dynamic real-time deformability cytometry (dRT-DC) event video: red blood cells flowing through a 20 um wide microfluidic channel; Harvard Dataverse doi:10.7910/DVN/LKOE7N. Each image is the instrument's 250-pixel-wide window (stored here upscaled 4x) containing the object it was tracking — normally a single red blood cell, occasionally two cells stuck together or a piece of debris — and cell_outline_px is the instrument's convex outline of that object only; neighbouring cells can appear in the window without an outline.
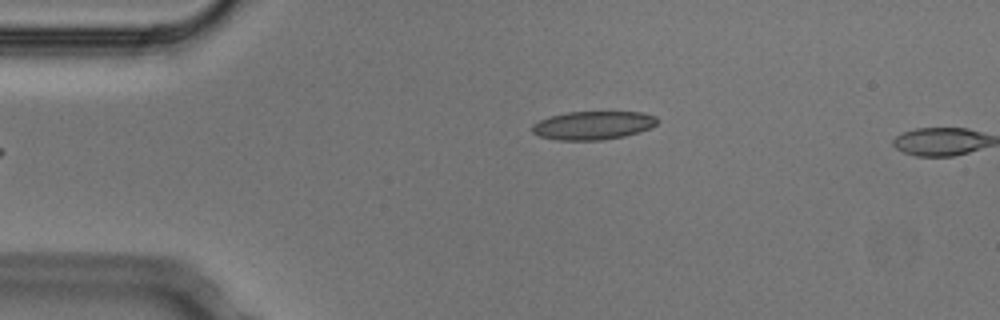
{"species": "Egyptian fruit bat (a non-hibernating species)", "species_latin": "Rousettus aegyptiacus", "temperature_condition": "cold", "stored_images_in_passage": 3, "camera_frame_rate_fps": 3000, "um_per_image_px": 0.085, "animal": {"sex": "male"}, "frame": {"image": 1, "passage_image": 3, "time_ms": 0.667, "image_size_px": [1000, 320], "cell_outline_px": [[660, 120], [652, 128], [640, 132], [624, 136], [604, 140], [556, 140], [540, 136], [532, 132], [532, 124], [548, 116], [568, 112], [644, 112], [656, 116]], "centroid_in_image_um": [50.44, 10.65], "position_along_channel_um": 34.6, "area_um2": 20.98}}